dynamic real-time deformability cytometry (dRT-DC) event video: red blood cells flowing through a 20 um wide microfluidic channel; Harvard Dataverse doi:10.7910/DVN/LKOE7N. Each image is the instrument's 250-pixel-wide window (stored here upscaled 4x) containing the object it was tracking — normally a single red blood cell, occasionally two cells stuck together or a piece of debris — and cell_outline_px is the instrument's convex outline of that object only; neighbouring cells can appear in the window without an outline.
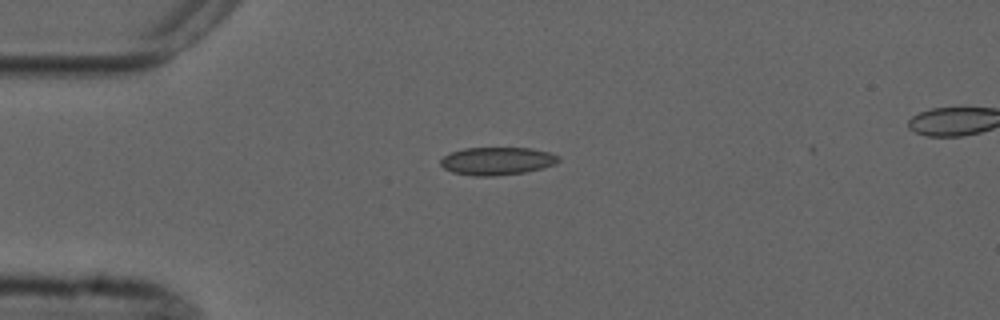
{"species": "common noctule bat (a hibernating species)", "species_latin": "Nyctalus noctula", "temperature_condition": "cold", "stored_images_in_passage": 2, "segment_of_instrument_passage": [1, 2], "camera_frame_rate_fps": 3000, "um_per_image_px": 0.085, "animal": {"sex": "male", "forearm_length_mm": 52.5}, "frame": {"image": 1, "passage_image": 1, "time_ms": 0.0, "image_size_px": [1000, 320], "cell_outline_px": [[560, 160], [556, 164], [544, 168], [524, 172], [492, 176], [472, 176], [452, 172], [444, 168], [440, 164], [440, 160], [444, 156], [452, 152], [464, 148], [532, 148], [548, 152], [560, 156]], "centroid_in_image_um": [42.27, 13.69], "position_along_channel_um": 42.7, "area_um2": 19.19}}